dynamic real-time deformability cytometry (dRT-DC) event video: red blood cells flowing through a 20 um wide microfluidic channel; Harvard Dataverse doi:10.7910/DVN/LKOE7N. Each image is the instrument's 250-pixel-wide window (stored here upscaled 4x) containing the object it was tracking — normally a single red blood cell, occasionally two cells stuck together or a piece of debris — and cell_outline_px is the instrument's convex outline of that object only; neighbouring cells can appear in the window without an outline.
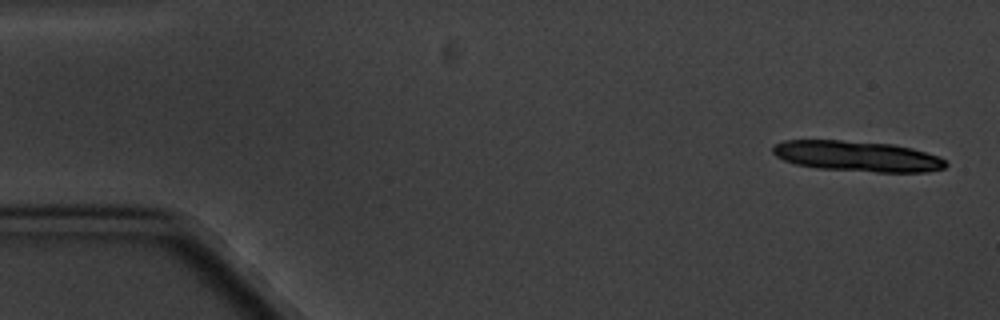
{"species": "common noctule bat (a hibernating species)", "species_latin": "Nyctalus noctula", "temperature_condition": "cold", "stored_images_in_passage": 6, "camera_frame_rate_fps": 3000, "um_per_image_px": 0.085, "animal": {"sex": "male", "body_mass_g": 20.1, "forearm_length_mm": 53.5}, "frame": {"image": 1, "passage_image": 1, "time_ms": 0.0, "image_size_px": [1000, 320], "cell_outline_px": [[948, 164], [944, 168], [928, 172], [876, 172], [816, 168], [796, 164], [784, 160], [776, 156], [772, 152], [772, 148], [776, 144], [784, 140], [840, 140], [892, 144], [912, 148], [940, 156]], "centroid_in_image_um": [72.88, 13.28], "position_along_channel_um": 12.1, "area_um2": 30.87}}